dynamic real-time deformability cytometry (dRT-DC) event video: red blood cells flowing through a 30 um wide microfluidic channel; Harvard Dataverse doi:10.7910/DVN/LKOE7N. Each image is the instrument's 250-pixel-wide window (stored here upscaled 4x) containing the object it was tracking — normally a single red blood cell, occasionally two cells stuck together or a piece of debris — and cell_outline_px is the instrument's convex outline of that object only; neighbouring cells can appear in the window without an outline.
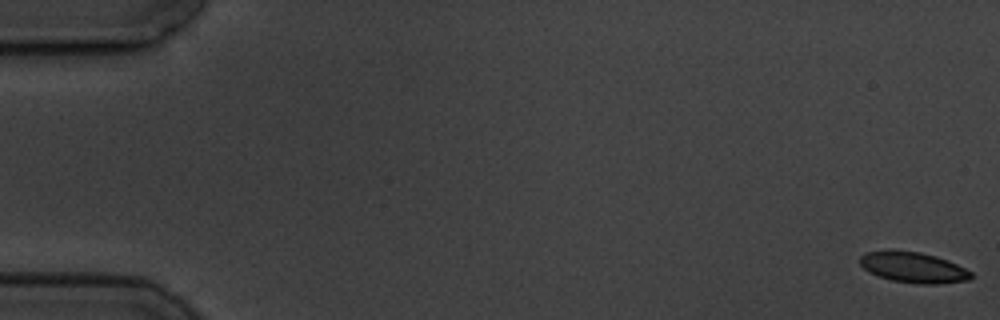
{"species": "common noctule bat (a hibernating species)", "species_latin": "Nyctalus noctula", "temperature_condition": "cold", "stored_images_in_passage": 6, "camera_frame_rate_fps": 3000, "um_per_image_px": 0.085, "animal": {"sex": "male", "body_mass_g": 19.5, "forearm_length_mm": 54.6}, "frame": {"image": 1, "passage_image": 1, "time_ms": 0.0, "image_size_px": [1000, 320], "cell_outline_px": [[972, 276], [968, 280], [940, 284], [916, 284], [892, 280], [876, 276], [868, 272], [860, 264], [860, 256], [864, 252], [888, 248], [920, 252], [936, 256], [948, 260], [972, 272]], "centroid_in_image_um": [77.57, 22.7], "position_along_channel_um": 7.4, "area_um2": 20.35}}
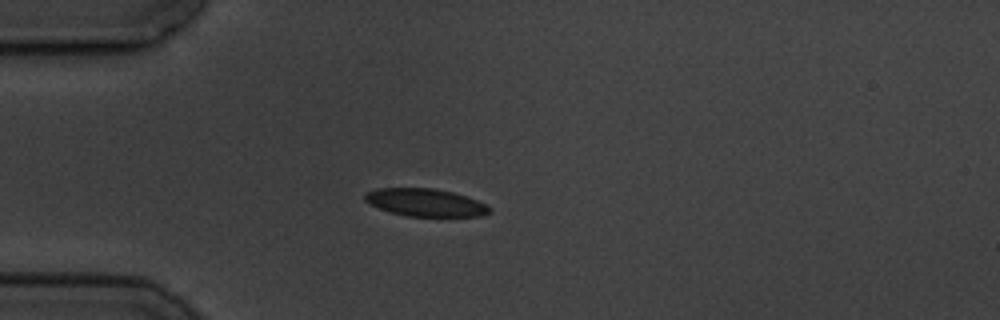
{"frame": {"image": 2, "passage_image": 4, "time_ms": 5.0, "image_size_px": [1000, 320], "cell_outline_px": [[492, 212], [484, 216], [408, 216], [388, 212], [368, 204], [364, 200], [364, 196], [368, 192], [376, 188], [432, 188], [452, 192], [488, 204], [492, 208]], "centroid_in_image_um": [36.17, 17.22], "position_along_channel_um": 48.8, "area_um2": 20.23}}
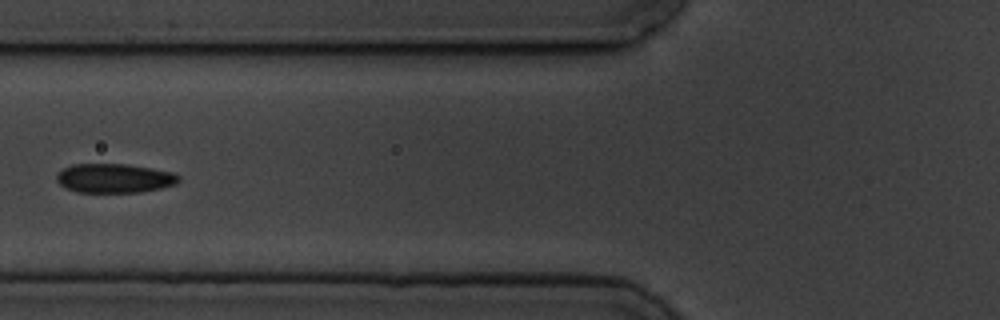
{"frame": {"image": 3, "passage_image": 6, "time_ms": 7.333, "image_size_px": [1000, 320], "cell_outline_px": [[180, 180], [176, 184], [160, 188], [140, 192], [76, 192], [64, 188], [56, 180], [56, 176], [64, 168], [72, 164], [128, 164], [152, 168], [172, 172], [180, 176]], "centroid_in_image_um": [9.72, 15.15], "position_along_channel_um": 116.1, "area_um2": 20.81}}